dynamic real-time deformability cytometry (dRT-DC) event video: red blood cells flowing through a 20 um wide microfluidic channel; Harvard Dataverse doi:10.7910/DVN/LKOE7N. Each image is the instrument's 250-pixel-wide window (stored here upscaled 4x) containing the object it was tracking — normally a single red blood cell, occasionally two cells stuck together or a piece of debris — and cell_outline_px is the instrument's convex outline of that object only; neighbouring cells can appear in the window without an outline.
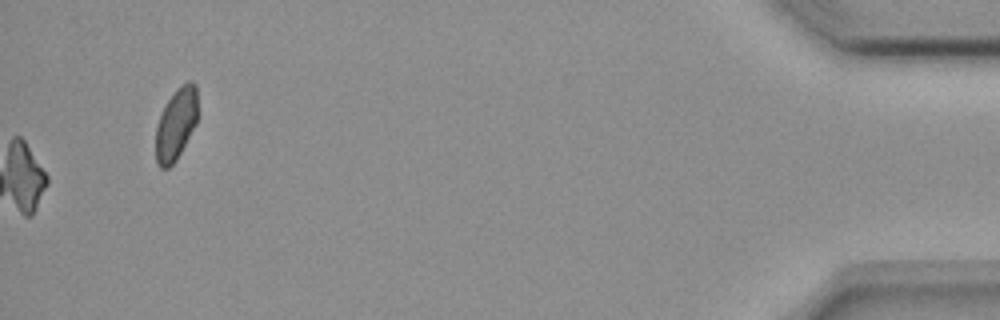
{"species": "common noctule bat (a hibernating species)", "species_latin": "Nyctalus noctula", "temperature_condition": "room temperature", "stored_images_in_passage": 55, "camera_frame_rate_fps": 3000, "um_per_image_px": 0.085, "animal": {"sex": "female", "body_mass_g": 18.4}, "frame": {"image": 1, "passage_image": 55, "time_ms": 18.0, "image_size_px": [1000, 320], "cell_outline_px": [[196, 124], [176, 160], [168, 168], [160, 168], [156, 164], [156, 128], [160, 112], [176, 88], [188, 80], [192, 80], [196, 84]], "centroid_in_image_um": [14.94, 10.54], "position_along_channel_um": 420.3, "area_um2": 17.51}}